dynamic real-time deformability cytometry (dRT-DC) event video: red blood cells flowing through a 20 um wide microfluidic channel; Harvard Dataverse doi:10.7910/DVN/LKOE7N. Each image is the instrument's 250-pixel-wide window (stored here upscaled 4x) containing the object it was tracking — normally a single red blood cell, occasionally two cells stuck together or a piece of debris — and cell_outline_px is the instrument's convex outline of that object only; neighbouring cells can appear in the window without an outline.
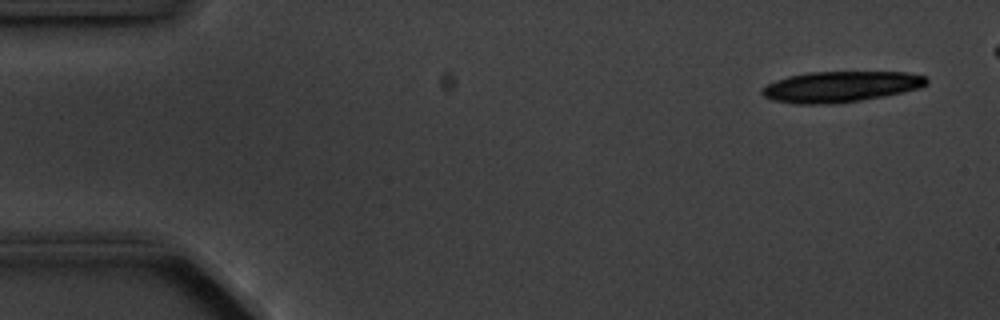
{"species": "common noctule bat (a hibernating species)", "species_latin": "Nyctalus noctula", "temperature_condition": "cold", "stored_images_in_passage": 7, "camera_frame_rate_fps": 3000, "um_per_image_px": 0.085, "animal": {"sex": "male", "body_mass_g": 20.1, "forearm_length_mm": 53.5}, "frame": {"image": 1, "passage_image": 1, "time_ms": 0.0, "image_size_px": [1000, 320], "cell_outline_px": [[928, 84], [920, 88], [904, 92], [884, 96], [860, 100], [832, 104], [796, 104], [772, 100], [764, 96], [760, 92], [760, 88], [776, 80], [788, 76], [808, 72], [908, 72], [928, 76]], "centroid_in_image_um": [71.46, 7.36], "position_along_channel_um": 13.5, "area_um2": 29.82}}
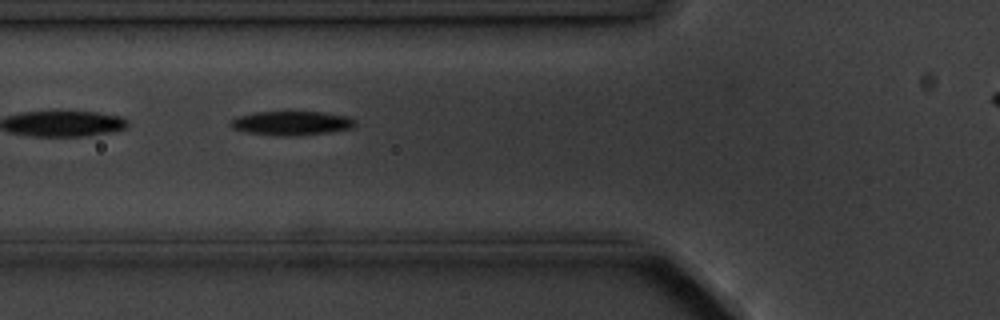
{"frame": {"image": 2, "passage_image": 5, "time_ms": 5.667, "image_size_px": [1000, 320], "cell_outline_px": [[356, 124], [352, 128], [328, 132], [288, 136], [272, 136], [248, 132], [232, 128], [228, 124], [228, 120], [236, 116], [252, 112], [324, 112], [348, 116], [356, 120]], "centroid_in_image_um": [24.72, 10.46], "position_along_channel_um": 101.1, "area_um2": 17.69}}